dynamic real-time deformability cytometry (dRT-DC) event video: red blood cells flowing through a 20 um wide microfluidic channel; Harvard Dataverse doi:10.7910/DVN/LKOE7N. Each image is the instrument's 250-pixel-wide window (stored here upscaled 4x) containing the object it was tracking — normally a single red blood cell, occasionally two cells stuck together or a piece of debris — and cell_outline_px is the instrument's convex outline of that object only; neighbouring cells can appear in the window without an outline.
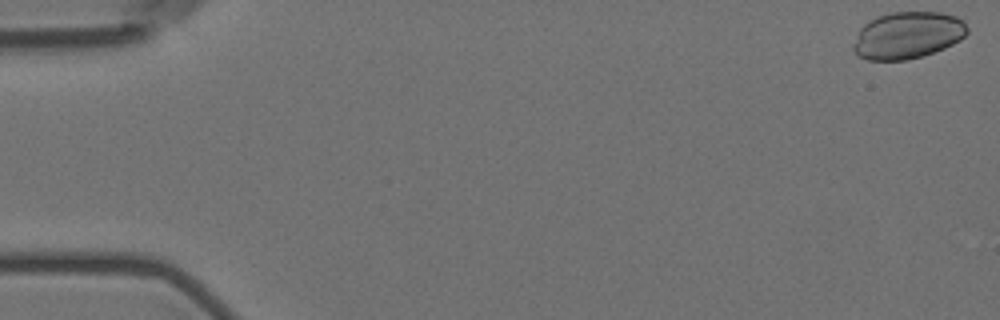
{"species": "Egyptian fruit bat (a non-hibernating species)", "species_latin": "Rousettus aegyptiacus", "temperature_condition": "room temperature", "stored_images_in_passage": 6, "camera_frame_rate_fps": 3000, "um_per_image_px": 0.085, "animal": {"sex": "female"}, "frame": {"image": 1, "passage_image": 1, "time_ms": 0.0, "image_size_px": [1000, 320], "cell_outline_px": [[968, 32], [960, 40], [944, 48], [908, 60], [868, 60], [856, 56], [852, 48], [860, 28], [864, 24], [880, 16], [892, 12], [940, 12], [956, 16], [964, 20], [968, 28]], "centroid_in_image_um": [77.16, 3.0], "position_along_channel_um": 7.8, "area_um2": 31.1}}